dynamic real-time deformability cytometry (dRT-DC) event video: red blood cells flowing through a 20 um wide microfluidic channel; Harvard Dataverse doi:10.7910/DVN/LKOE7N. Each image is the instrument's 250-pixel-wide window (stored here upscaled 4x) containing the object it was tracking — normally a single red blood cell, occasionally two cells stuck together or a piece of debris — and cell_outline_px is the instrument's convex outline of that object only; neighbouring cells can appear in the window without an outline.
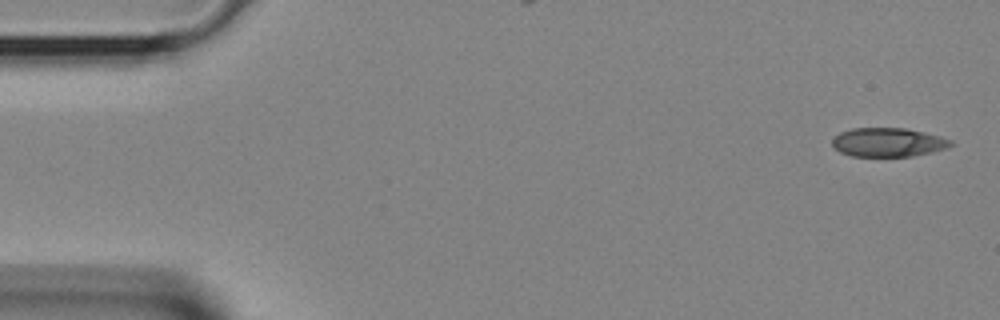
{"species": "Egyptian fruit bat (a non-hibernating species)", "species_latin": "Rousettus aegyptiacus", "temperature_condition": "room temperature", "stored_images_in_passage": 38, "camera_frame_rate_fps": 3000, "um_per_image_px": 0.085, "animal": {"sex": "female"}, "frame": {"image": 1, "passage_image": 1, "time_ms": 0.0, "image_size_px": [1000, 320], "cell_outline_px": [[952, 144], [948, 148], [932, 152], [912, 156], [852, 156], [840, 152], [832, 148], [832, 140], [840, 132], [852, 128], [904, 128], [924, 132], [940, 136], [952, 140]], "centroid_in_image_um": [75.48, 12.09], "position_along_channel_um": 9.5, "area_um2": 20.0}}
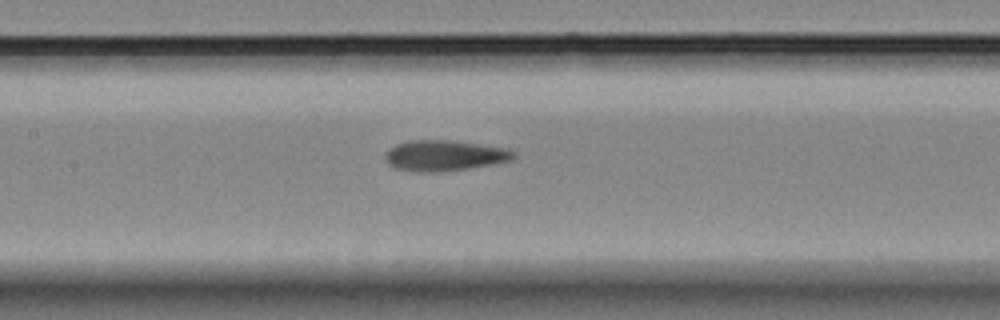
{"frame": {"image": 2, "passage_image": 17, "time_ms": 5.333, "image_size_px": [1000, 320], "cell_outline_px": [[516, 156], [512, 160], [492, 164], [468, 168], [440, 172], [416, 172], [396, 168], [388, 164], [384, 156], [388, 148], [396, 144], [408, 140], [448, 140], [508, 148], [516, 152]], "centroid_in_image_um": [37.76, 13.22], "position_along_channel_um": 169.6, "area_um2": 23.06}}
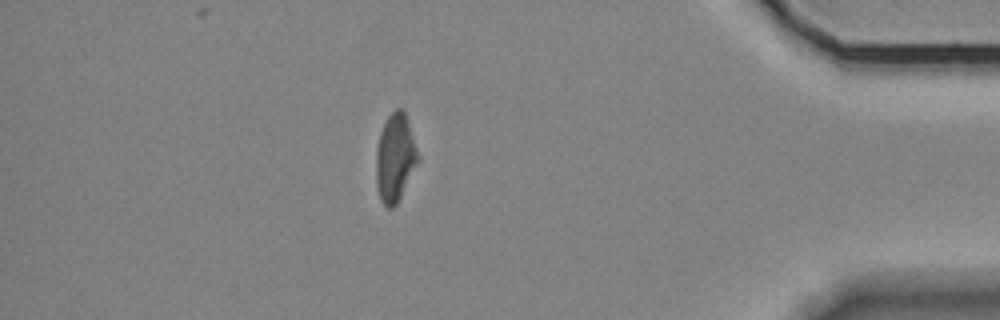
{"frame": {"image": 3, "passage_image": 33, "time_ms": 10.667, "image_size_px": [1000, 320], "cell_outline_px": [[420, 160], [396, 204], [392, 208], [388, 208], [380, 200], [376, 188], [376, 148], [380, 132], [388, 116], [396, 108], [404, 108], [420, 156]], "centroid_in_image_um": [33.59, 13.39], "position_along_channel_um": 401.6, "area_um2": 21.73}}